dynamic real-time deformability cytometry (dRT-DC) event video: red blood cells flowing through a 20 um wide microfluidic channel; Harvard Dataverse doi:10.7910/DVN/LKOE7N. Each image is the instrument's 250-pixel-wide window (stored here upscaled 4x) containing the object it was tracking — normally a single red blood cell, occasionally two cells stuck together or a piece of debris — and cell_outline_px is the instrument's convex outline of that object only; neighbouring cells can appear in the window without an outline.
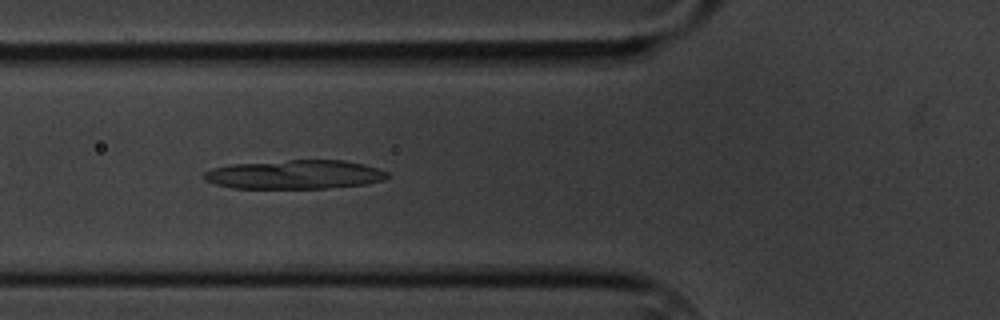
{"species": "common noctule bat (a hibernating species)", "species_latin": "Nyctalus noctula", "temperature_condition": "cold", "stored_images_in_passage": 5, "camera_frame_rate_fps": 3000, "um_per_image_px": 0.085, "animal": {"sex": "male", "body_mass_g": 20.1, "forearm_length_mm": 53.5}, "frame": {"image": 1, "passage_image": 3, "time_ms": 2.333, "image_size_px": [1000, 320], "cell_outline_px": [[388, 176], [384, 180], [364, 184], [324, 188], [232, 188], [216, 184], [204, 180], [200, 176], [204, 172], [212, 168], [228, 164], [288, 160], [344, 160], [364, 164], [380, 168], [388, 172]], "centroid_in_image_um": [25.02, 14.82], "position_along_channel_um": 100.8, "area_um2": 31.15}}
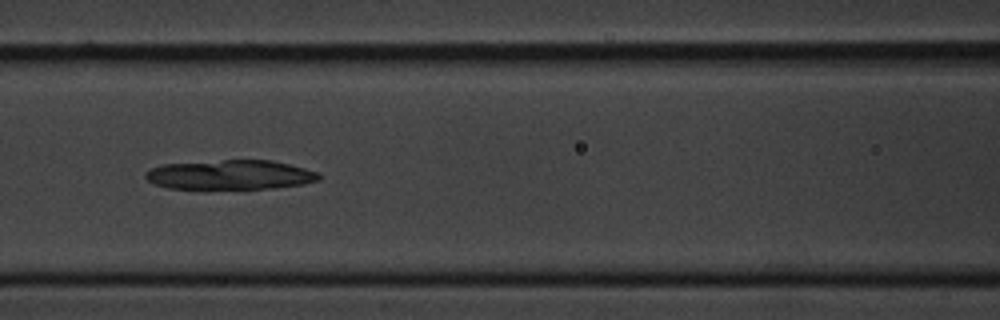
{"frame": {"image": 2, "passage_image": 4, "time_ms": 3.667, "image_size_px": [1000, 320], "cell_outline_px": [[320, 180], [304, 184], [272, 188], [168, 188], [156, 184], [148, 180], [144, 176], [144, 172], [152, 168], [164, 164], [224, 160], [272, 160], [304, 168], [316, 172], [320, 176]], "centroid_in_image_um": [19.58, 14.85], "position_along_channel_um": 147.0, "area_um2": 29.48}}
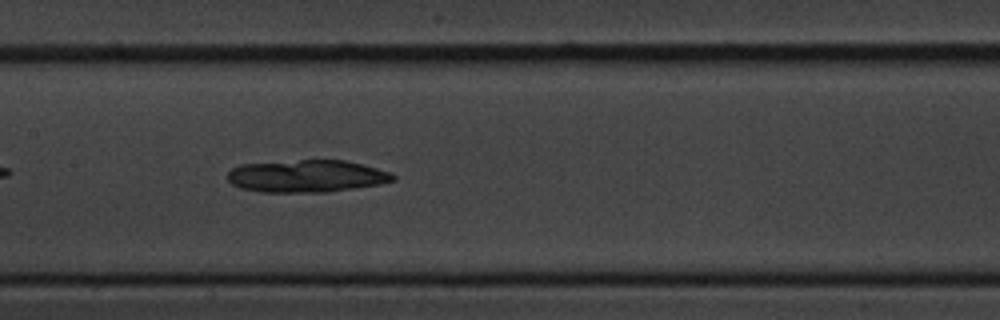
{"frame": {"image": 3, "passage_image": 5, "time_ms": 4.667, "image_size_px": [1000, 320], "cell_outline_px": [[396, 180], [380, 184], [328, 192], [264, 192], [240, 188], [232, 184], [228, 180], [228, 172], [232, 168], [240, 164], [300, 160], [344, 160], [392, 172], [396, 176]], "centroid_in_image_um": [26.08, 14.97], "position_along_channel_um": 181.3, "area_um2": 31.21}}